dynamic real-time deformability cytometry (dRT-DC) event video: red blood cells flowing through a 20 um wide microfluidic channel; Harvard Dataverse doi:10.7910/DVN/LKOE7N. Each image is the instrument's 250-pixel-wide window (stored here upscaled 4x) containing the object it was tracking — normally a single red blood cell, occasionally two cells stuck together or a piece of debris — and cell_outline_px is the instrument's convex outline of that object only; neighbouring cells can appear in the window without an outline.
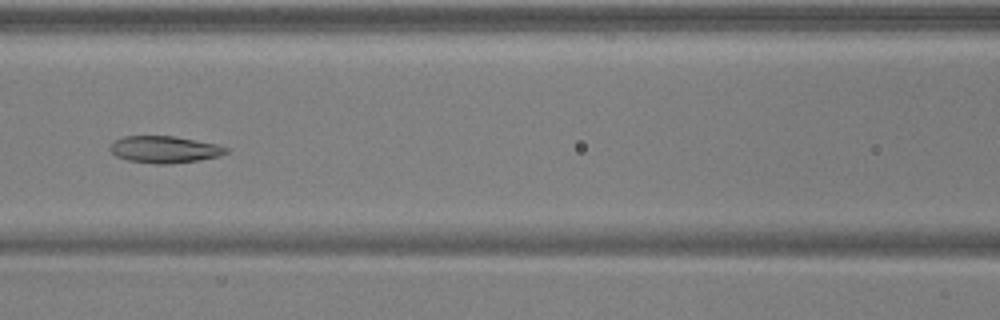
{"species": "common noctule bat (a hibernating species)", "species_latin": "Nyctalus noctula", "temperature_condition": "warm", "stored_images_in_passage": 51, "camera_frame_rate_fps": 3000, "um_per_image_px": 0.085, "animal": {"sex": "male", "body_mass_g": 17.9, "forearm_length_mm": 54.2}, "frame": {"image": 1, "passage_image": 23, "time_ms": 7.333, "image_size_px": [1000, 320], "cell_outline_px": [[228, 152], [220, 156], [200, 160], [168, 164], [156, 164], [128, 160], [116, 156], [108, 148], [116, 140], [124, 136], [172, 136], [216, 144], [228, 148]], "centroid_in_image_um": [13.99, 12.71], "position_along_channel_um": 152.6, "area_um2": 18.03}}
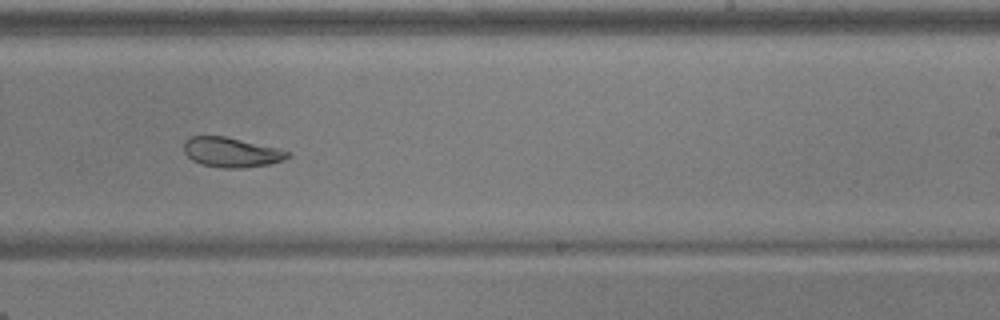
{"frame": {"image": 2, "passage_image": 32, "time_ms": 10.333, "image_size_px": [1000, 320], "cell_outline_px": [[292, 156], [268, 164], [244, 168], [224, 168], [200, 164], [192, 160], [184, 152], [184, 140], [192, 136], [224, 136], [280, 148], [292, 152]], "centroid_in_image_um": [19.68, 12.94], "position_along_channel_um": 269.3, "area_um2": 18.09}}
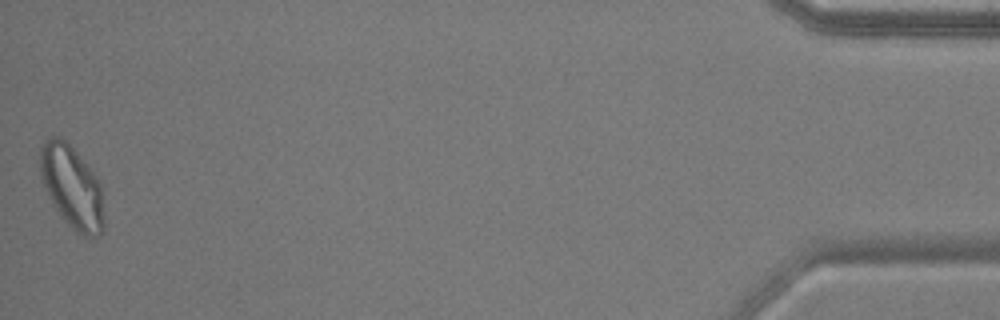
{"frame": {"image": 3, "passage_image": 51, "time_ms": 16.667, "image_size_px": [1000, 320], "cell_outline_px": [[104, 228], [100, 236], [92, 240], [76, 232], [60, 216], [52, 204], [44, 188], [40, 176], [40, 148], [44, 140], [48, 136], [60, 136], [80, 156], [96, 176], [104, 188]], "centroid_in_image_um": [6.14, 15.94], "position_along_channel_um": 429.1, "area_um2": 31.62}, "authors_computed_cell_mechanics": {"area_um2": 22.3686, "velocity_mm_per_s": 3.9022, "shape_relaxation_time_tau1_ms": 4.3647, "shape_relaxation_time_tau2_ms": 2.5545, "deformation_change_tau1": 0.1508, "deformation_change_tau2": 0.0818}}